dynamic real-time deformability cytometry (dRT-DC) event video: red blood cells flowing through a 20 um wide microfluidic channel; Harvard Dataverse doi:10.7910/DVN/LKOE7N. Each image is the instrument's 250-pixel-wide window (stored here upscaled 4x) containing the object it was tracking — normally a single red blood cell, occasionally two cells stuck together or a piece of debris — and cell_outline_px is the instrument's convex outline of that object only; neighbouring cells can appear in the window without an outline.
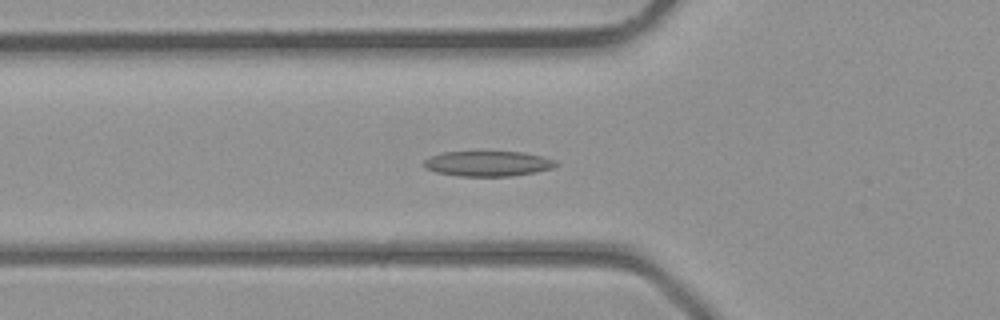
{"species": "common noctule bat (a hibernating species)", "species_latin": "Nyctalus noctula", "temperature_condition": "room temperature", "stored_images_in_passage": 33, "camera_frame_rate_fps": 3000, "um_per_image_px": 0.085, "animal": {"sex": "male", "body_mass_g": 23.1, "forearm_length_mm": 52.7}, "frame": {"image": 1, "passage_image": 12, "time_ms": 3.667, "image_size_px": [1000, 320], "cell_outline_px": [[560, 164], [552, 168], [536, 172], [512, 176], [460, 176], [436, 172], [424, 168], [424, 160], [432, 156], [444, 152], [524, 152], [556, 160]], "centroid_in_image_um": [41.5, 13.91], "position_along_channel_um": 84.3, "area_um2": 19.36}}
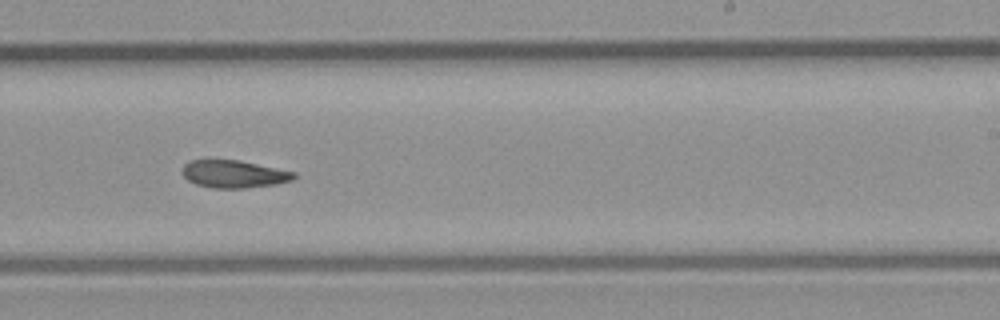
{"frame": {"image": 2, "passage_image": 23, "time_ms": 7.333, "image_size_px": [1000, 320], "cell_outline_px": [[296, 176], [292, 180], [276, 184], [244, 188], [212, 188], [196, 184], [188, 180], [184, 176], [184, 164], [188, 160], [208, 156], [240, 160], [296, 172]], "centroid_in_image_um": [19.83, 14.74], "position_along_channel_um": 269.2, "area_um2": 18.61}}
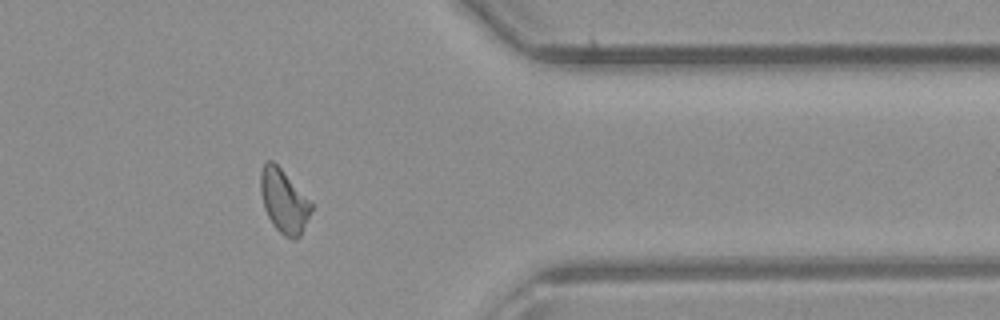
{"frame": {"image": 3, "passage_image": 31, "time_ms": 10.0, "image_size_px": [1000, 320], "cell_outline_px": [[312, 208], [300, 236], [296, 240], [292, 240], [284, 236], [272, 224], [264, 208], [260, 192], [260, 172], [264, 164], [268, 160], [272, 160], [312, 200]], "centroid_in_image_um": [24.13, 17.1], "position_along_channel_um": 387.3, "area_um2": 18.84}}